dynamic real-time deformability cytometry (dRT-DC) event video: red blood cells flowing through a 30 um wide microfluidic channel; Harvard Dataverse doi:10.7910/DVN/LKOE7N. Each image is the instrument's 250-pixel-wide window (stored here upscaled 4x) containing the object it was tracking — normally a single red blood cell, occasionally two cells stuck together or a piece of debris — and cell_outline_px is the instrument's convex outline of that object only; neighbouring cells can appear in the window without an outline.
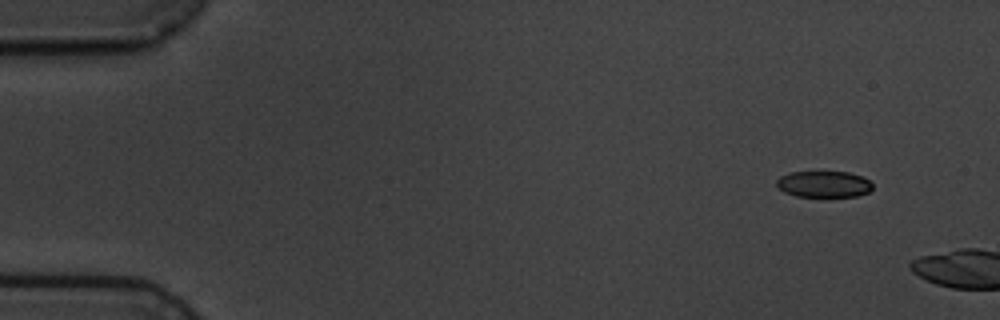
{"species": "common noctule bat (a hibernating species)", "species_latin": "Nyctalus noctula", "temperature_condition": "cold", "stored_images_in_passage": 3, "camera_frame_rate_fps": 3000, "um_per_image_px": 0.085, "animal": {"sex": "male", "body_mass_g": 19.5, "forearm_length_mm": 54.6}, "frame": {"image": 1, "passage_image": 1, "time_ms": 0.0, "image_size_px": [1000, 320], "cell_outline_px": [[872, 188], [868, 192], [856, 196], [828, 200], [796, 196], [784, 192], [776, 188], [776, 180], [780, 176], [788, 172], [848, 172], [860, 176], [868, 180], [872, 184]], "centroid_in_image_um": [69.98, 15.71], "position_along_channel_um": 15.0, "area_um2": 15.55}}